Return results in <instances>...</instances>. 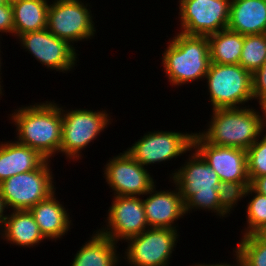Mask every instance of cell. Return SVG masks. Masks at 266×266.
I'll return each mask as SVG.
<instances>
[{"label": "cell", "mask_w": 266, "mask_h": 266, "mask_svg": "<svg viewBox=\"0 0 266 266\" xmlns=\"http://www.w3.org/2000/svg\"><path fill=\"white\" fill-rule=\"evenodd\" d=\"M45 160L38 151L17 141L0 142V183L13 175L37 169Z\"/></svg>", "instance_id": "19"}, {"label": "cell", "mask_w": 266, "mask_h": 266, "mask_svg": "<svg viewBox=\"0 0 266 266\" xmlns=\"http://www.w3.org/2000/svg\"><path fill=\"white\" fill-rule=\"evenodd\" d=\"M3 232V240L23 248L35 247L45 240L29 210H16L7 214Z\"/></svg>", "instance_id": "21"}, {"label": "cell", "mask_w": 266, "mask_h": 266, "mask_svg": "<svg viewBox=\"0 0 266 266\" xmlns=\"http://www.w3.org/2000/svg\"><path fill=\"white\" fill-rule=\"evenodd\" d=\"M234 260L236 261L235 264H227V263H216V264H199V263H196L195 265H190V266H246L245 263L243 262V260L240 258V256L235 252L234 253Z\"/></svg>", "instance_id": "32"}, {"label": "cell", "mask_w": 266, "mask_h": 266, "mask_svg": "<svg viewBox=\"0 0 266 266\" xmlns=\"http://www.w3.org/2000/svg\"><path fill=\"white\" fill-rule=\"evenodd\" d=\"M117 243L98 230L82 244L70 266H117L121 259Z\"/></svg>", "instance_id": "20"}, {"label": "cell", "mask_w": 266, "mask_h": 266, "mask_svg": "<svg viewBox=\"0 0 266 266\" xmlns=\"http://www.w3.org/2000/svg\"><path fill=\"white\" fill-rule=\"evenodd\" d=\"M204 80H207L212 110L241 108L254 99L252 73L240 64L210 63Z\"/></svg>", "instance_id": "5"}, {"label": "cell", "mask_w": 266, "mask_h": 266, "mask_svg": "<svg viewBox=\"0 0 266 266\" xmlns=\"http://www.w3.org/2000/svg\"><path fill=\"white\" fill-rule=\"evenodd\" d=\"M48 0H17L12 3L14 37L47 28Z\"/></svg>", "instance_id": "22"}, {"label": "cell", "mask_w": 266, "mask_h": 266, "mask_svg": "<svg viewBox=\"0 0 266 266\" xmlns=\"http://www.w3.org/2000/svg\"><path fill=\"white\" fill-rule=\"evenodd\" d=\"M250 186L258 193L266 195V175L255 177Z\"/></svg>", "instance_id": "31"}, {"label": "cell", "mask_w": 266, "mask_h": 266, "mask_svg": "<svg viewBox=\"0 0 266 266\" xmlns=\"http://www.w3.org/2000/svg\"><path fill=\"white\" fill-rule=\"evenodd\" d=\"M6 3H10V4H12V3H14V2H16L17 0H4Z\"/></svg>", "instance_id": "36"}, {"label": "cell", "mask_w": 266, "mask_h": 266, "mask_svg": "<svg viewBox=\"0 0 266 266\" xmlns=\"http://www.w3.org/2000/svg\"><path fill=\"white\" fill-rule=\"evenodd\" d=\"M194 133L149 131L125 150L143 167L170 161L193 151Z\"/></svg>", "instance_id": "9"}, {"label": "cell", "mask_w": 266, "mask_h": 266, "mask_svg": "<svg viewBox=\"0 0 266 266\" xmlns=\"http://www.w3.org/2000/svg\"><path fill=\"white\" fill-rule=\"evenodd\" d=\"M181 32L209 36L227 29L231 0H179Z\"/></svg>", "instance_id": "11"}, {"label": "cell", "mask_w": 266, "mask_h": 266, "mask_svg": "<svg viewBox=\"0 0 266 266\" xmlns=\"http://www.w3.org/2000/svg\"><path fill=\"white\" fill-rule=\"evenodd\" d=\"M193 150L215 170L221 182H250L245 149L211 145L194 132Z\"/></svg>", "instance_id": "15"}, {"label": "cell", "mask_w": 266, "mask_h": 266, "mask_svg": "<svg viewBox=\"0 0 266 266\" xmlns=\"http://www.w3.org/2000/svg\"><path fill=\"white\" fill-rule=\"evenodd\" d=\"M207 37L211 63L239 64L244 35L227 28Z\"/></svg>", "instance_id": "23"}, {"label": "cell", "mask_w": 266, "mask_h": 266, "mask_svg": "<svg viewBox=\"0 0 266 266\" xmlns=\"http://www.w3.org/2000/svg\"><path fill=\"white\" fill-rule=\"evenodd\" d=\"M170 181L181 193L185 214L204 209L220 218L229 216L219 205V176L195 150L180 168L170 174Z\"/></svg>", "instance_id": "3"}, {"label": "cell", "mask_w": 266, "mask_h": 266, "mask_svg": "<svg viewBox=\"0 0 266 266\" xmlns=\"http://www.w3.org/2000/svg\"><path fill=\"white\" fill-rule=\"evenodd\" d=\"M54 102L19 107L9 119L16 127V141L35 149L47 160L60 153L62 140L61 108Z\"/></svg>", "instance_id": "1"}, {"label": "cell", "mask_w": 266, "mask_h": 266, "mask_svg": "<svg viewBox=\"0 0 266 266\" xmlns=\"http://www.w3.org/2000/svg\"><path fill=\"white\" fill-rule=\"evenodd\" d=\"M6 2L4 0H0V6L4 5Z\"/></svg>", "instance_id": "37"}, {"label": "cell", "mask_w": 266, "mask_h": 266, "mask_svg": "<svg viewBox=\"0 0 266 266\" xmlns=\"http://www.w3.org/2000/svg\"><path fill=\"white\" fill-rule=\"evenodd\" d=\"M107 211L106 226L97 229L102 235L111 238L115 243L128 240L147 230L148 223L143 207L142 197L113 196Z\"/></svg>", "instance_id": "13"}, {"label": "cell", "mask_w": 266, "mask_h": 266, "mask_svg": "<svg viewBox=\"0 0 266 266\" xmlns=\"http://www.w3.org/2000/svg\"><path fill=\"white\" fill-rule=\"evenodd\" d=\"M29 211L47 240L53 241L55 239L56 242L71 229L70 215L64 205L57 200L55 192L31 207Z\"/></svg>", "instance_id": "17"}, {"label": "cell", "mask_w": 266, "mask_h": 266, "mask_svg": "<svg viewBox=\"0 0 266 266\" xmlns=\"http://www.w3.org/2000/svg\"><path fill=\"white\" fill-rule=\"evenodd\" d=\"M104 178L114 196H146L156 184L152 175L126 151L108 160L104 165Z\"/></svg>", "instance_id": "14"}, {"label": "cell", "mask_w": 266, "mask_h": 266, "mask_svg": "<svg viewBox=\"0 0 266 266\" xmlns=\"http://www.w3.org/2000/svg\"><path fill=\"white\" fill-rule=\"evenodd\" d=\"M17 38L23 49H26L47 69L66 73L77 66L79 54L76 53L74 46L56 37L47 28L21 34Z\"/></svg>", "instance_id": "12"}, {"label": "cell", "mask_w": 266, "mask_h": 266, "mask_svg": "<svg viewBox=\"0 0 266 266\" xmlns=\"http://www.w3.org/2000/svg\"><path fill=\"white\" fill-rule=\"evenodd\" d=\"M266 61V33L244 35L239 64L253 73Z\"/></svg>", "instance_id": "25"}, {"label": "cell", "mask_w": 266, "mask_h": 266, "mask_svg": "<svg viewBox=\"0 0 266 266\" xmlns=\"http://www.w3.org/2000/svg\"><path fill=\"white\" fill-rule=\"evenodd\" d=\"M227 28L242 35L266 33V0H231Z\"/></svg>", "instance_id": "18"}, {"label": "cell", "mask_w": 266, "mask_h": 266, "mask_svg": "<svg viewBox=\"0 0 266 266\" xmlns=\"http://www.w3.org/2000/svg\"><path fill=\"white\" fill-rule=\"evenodd\" d=\"M252 95L260 107H266V61L252 73Z\"/></svg>", "instance_id": "29"}, {"label": "cell", "mask_w": 266, "mask_h": 266, "mask_svg": "<svg viewBox=\"0 0 266 266\" xmlns=\"http://www.w3.org/2000/svg\"><path fill=\"white\" fill-rule=\"evenodd\" d=\"M50 162L46 159L37 169L13 175L0 183L7 209L29 210L56 192Z\"/></svg>", "instance_id": "7"}, {"label": "cell", "mask_w": 266, "mask_h": 266, "mask_svg": "<svg viewBox=\"0 0 266 266\" xmlns=\"http://www.w3.org/2000/svg\"><path fill=\"white\" fill-rule=\"evenodd\" d=\"M253 198L250 199L246 206V222L244 231H241L242 235H252L263 233L266 230V195L256 192L250 185L246 189V196L250 195Z\"/></svg>", "instance_id": "24"}, {"label": "cell", "mask_w": 266, "mask_h": 266, "mask_svg": "<svg viewBox=\"0 0 266 266\" xmlns=\"http://www.w3.org/2000/svg\"><path fill=\"white\" fill-rule=\"evenodd\" d=\"M175 190H156V184L142 199L149 228H172L177 230L178 219L184 218L185 210L181 193L175 185Z\"/></svg>", "instance_id": "16"}, {"label": "cell", "mask_w": 266, "mask_h": 266, "mask_svg": "<svg viewBox=\"0 0 266 266\" xmlns=\"http://www.w3.org/2000/svg\"><path fill=\"white\" fill-rule=\"evenodd\" d=\"M60 108L62 115L60 152L66 159L78 161L82 157V150L111 124V118L106 110Z\"/></svg>", "instance_id": "6"}, {"label": "cell", "mask_w": 266, "mask_h": 266, "mask_svg": "<svg viewBox=\"0 0 266 266\" xmlns=\"http://www.w3.org/2000/svg\"><path fill=\"white\" fill-rule=\"evenodd\" d=\"M262 234L266 237V230Z\"/></svg>", "instance_id": "38"}, {"label": "cell", "mask_w": 266, "mask_h": 266, "mask_svg": "<svg viewBox=\"0 0 266 266\" xmlns=\"http://www.w3.org/2000/svg\"><path fill=\"white\" fill-rule=\"evenodd\" d=\"M260 110L261 114L249 105L213 109L206 131L198 134L211 145L247 150L266 132V107L261 106Z\"/></svg>", "instance_id": "2"}, {"label": "cell", "mask_w": 266, "mask_h": 266, "mask_svg": "<svg viewBox=\"0 0 266 266\" xmlns=\"http://www.w3.org/2000/svg\"><path fill=\"white\" fill-rule=\"evenodd\" d=\"M178 237V230L172 228H148L125 241L122 258L130 266H169Z\"/></svg>", "instance_id": "10"}, {"label": "cell", "mask_w": 266, "mask_h": 266, "mask_svg": "<svg viewBox=\"0 0 266 266\" xmlns=\"http://www.w3.org/2000/svg\"><path fill=\"white\" fill-rule=\"evenodd\" d=\"M0 44H1V41H0ZM0 48H1V47H0ZM0 56H1V49H0ZM1 60H2V59H1V57H0V72H1V70H2V69H1V66H2V62H1ZM1 74H2V73H0V80H1ZM2 87H4V86H1V81H0V96H1L2 93H3V92H2V89H3Z\"/></svg>", "instance_id": "34"}, {"label": "cell", "mask_w": 266, "mask_h": 266, "mask_svg": "<svg viewBox=\"0 0 266 266\" xmlns=\"http://www.w3.org/2000/svg\"><path fill=\"white\" fill-rule=\"evenodd\" d=\"M236 252L246 266H266V237L262 234L242 236Z\"/></svg>", "instance_id": "26"}, {"label": "cell", "mask_w": 266, "mask_h": 266, "mask_svg": "<svg viewBox=\"0 0 266 266\" xmlns=\"http://www.w3.org/2000/svg\"><path fill=\"white\" fill-rule=\"evenodd\" d=\"M6 209H7V207L5 205L4 199L1 196V192H0V222H2V223H4V220L7 216V214L5 212V211H7Z\"/></svg>", "instance_id": "33"}, {"label": "cell", "mask_w": 266, "mask_h": 266, "mask_svg": "<svg viewBox=\"0 0 266 266\" xmlns=\"http://www.w3.org/2000/svg\"><path fill=\"white\" fill-rule=\"evenodd\" d=\"M162 55L166 78L178 87L204 80L211 63L207 36L176 33Z\"/></svg>", "instance_id": "4"}, {"label": "cell", "mask_w": 266, "mask_h": 266, "mask_svg": "<svg viewBox=\"0 0 266 266\" xmlns=\"http://www.w3.org/2000/svg\"><path fill=\"white\" fill-rule=\"evenodd\" d=\"M0 33H11L14 36L13 8L10 3L0 6Z\"/></svg>", "instance_id": "30"}, {"label": "cell", "mask_w": 266, "mask_h": 266, "mask_svg": "<svg viewBox=\"0 0 266 266\" xmlns=\"http://www.w3.org/2000/svg\"><path fill=\"white\" fill-rule=\"evenodd\" d=\"M3 236H4V232H3V223L0 222V237H1V239H3Z\"/></svg>", "instance_id": "35"}, {"label": "cell", "mask_w": 266, "mask_h": 266, "mask_svg": "<svg viewBox=\"0 0 266 266\" xmlns=\"http://www.w3.org/2000/svg\"><path fill=\"white\" fill-rule=\"evenodd\" d=\"M247 150V172L250 182L255 177L266 175V133Z\"/></svg>", "instance_id": "27"}, {"label": "cell", "mask_w": 266, "mask_h": 266, "mask_svg": "<svg viewBox=\"0 0 266 266\" xmlns=\"http://www.w3.org/2000/svg\"><path fill=\"white\" fill-rule=\"evenodd\" d=\"M250 182H221L218 188V198L220 207L230 215L237 203L245 197L246 189Z\"/></svg>", "instance_id": "28"}, {"label": "cell", "mask_w": 266, "mask_h": 266, "mask_svg": "<svg viewBox=\"0 0 266 266\" xmlns=\"http://www.w3.org/2000/svg\"><path fill=\"white\" fill-rule=\"evenodd\" d=\"M49 5L47 30L69 42L87 41L95 36L96 27L88 3L81 0H53Z\"/></svg>", "instance_id": "8"}]
</instances>
